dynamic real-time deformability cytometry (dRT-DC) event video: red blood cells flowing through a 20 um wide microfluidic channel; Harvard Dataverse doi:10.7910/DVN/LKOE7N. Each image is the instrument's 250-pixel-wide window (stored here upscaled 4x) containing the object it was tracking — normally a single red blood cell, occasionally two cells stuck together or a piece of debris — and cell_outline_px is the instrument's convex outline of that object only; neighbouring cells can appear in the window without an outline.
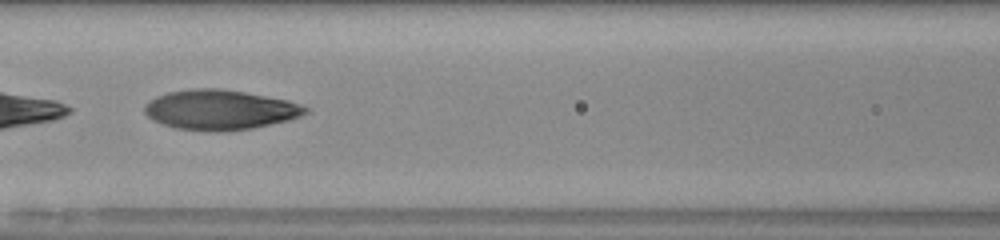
{"species": "human", "species_latin": "Homo sapiens", "temperature_condition": "room temperature", "stored_images_in_passage": 36, "camera_frame_rate_fps": 3000, "um_per_image_px": 0.085, "donor": {"sex": "male"}, "frame": {"image": 1, "passage_image": 11, "time_ms": 3.333, "image_size_px": [1000, 240], "cell_outline_px": [[308, 112], [300, 116], [288, 120], [252, 128], [224, 132], [212, 132], [176, 128], [152, 120], [144, 112], [144, 104], [156, 96], [168, 92], [192, 88], [216, 88], [244, 92], [288, 100], [300, 104], [308, 108]], "centroid_in_image_um": [18.67, 9.34], "position_along_channel_um": 147.9, "area_um2": 37.45}, "authors_computed_cell_mechanics": {"area_um2": 36.3562, "velocity_mm_per_s": 4.0388, "shape_relaxation_time_tau1_ms": 6.554, "shape_relaxation_time_tau2_ms": 1.474, "deformation_change_tau1": 0.2677, "deformation_change_tau2": 0.0734}}